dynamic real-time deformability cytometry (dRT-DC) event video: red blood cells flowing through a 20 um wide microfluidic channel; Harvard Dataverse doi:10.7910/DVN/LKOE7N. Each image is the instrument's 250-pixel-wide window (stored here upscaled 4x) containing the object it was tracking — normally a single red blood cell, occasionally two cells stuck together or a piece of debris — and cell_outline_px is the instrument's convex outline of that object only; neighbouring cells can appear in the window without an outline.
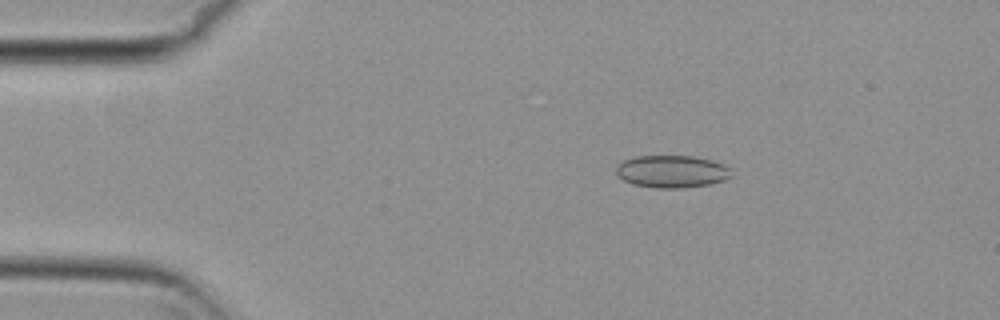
{"species": "common noctule bat (a hibernating species)", "species_latin": "Nyctalus noctula", "temperature_condition": "cold", "stored_images_in_passage": 46, "camera_frame_rate_fps": 3000, "um_per_image_px": 0.085, "animal": {"sex": "female", "body_mass_g": 29.2, "forearm_length_mm": 56.3}, "frame": {"image": 1, "passage_image": 1, "time_ms": 0.0, "image_size_px": [1000, 320], "cell_outline_px": [[732, 176], [724, 180], [708, 184], [684, 188], [656, 188], [632, 184], [624, 180], [616, 172], [616, 168], [624, 160], [636, 156], [696, 156], [712, 160], [724, 164], [728, 168]], "centroid_in_image_um": [57.12, 14.57], "position_along_channel_um": 27.9, "area_um2": 21.68}}
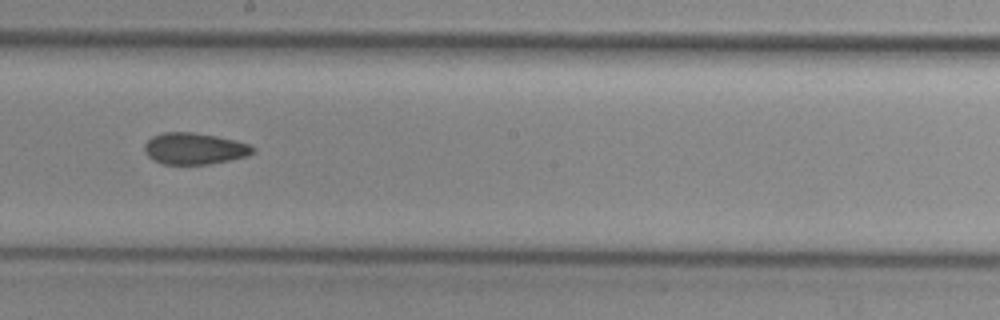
{"frame": {"image": 2, "passage_image": 22, "time_ms": 7.0, "image_size_px": [1000, 320], "cell_outline_px": [[256, 152], [248, 156], [208, 164], [164, 164], [152, 160], [144, 152], [144, 144], [152, 136], [164, 132], [192, 132], [216, 136], [248, 144], [256, 148]], "centroid_in_image_um": [16.51, 12.63], "position_along_channel_um": 231.7, "area_um2": 19.88}}
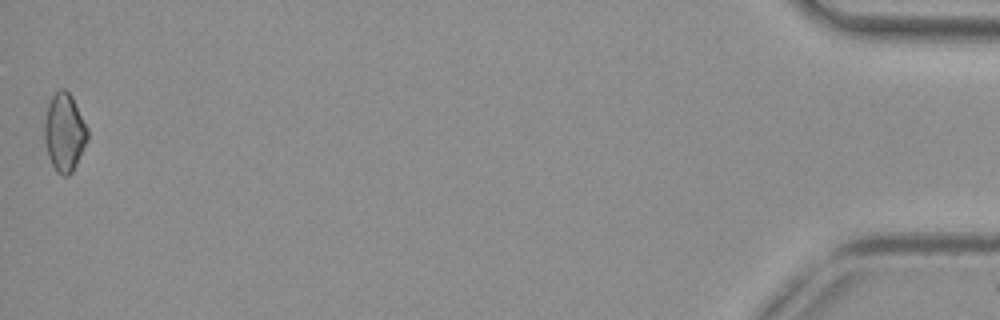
{"frame": {"image": 3, "passage_image": 46, "time_ms": 15.0, "image_size_px": [1000, 320], "cell_outline_px": [[88, 140], [72, 172], [68, 176], [64, 176], [56, 172], [48, 156], [44, 140], [44, 120], [48, 104], [52, 96], [60, 88], [64, 88], [72, 96], [88, 128]], "centroid_in_image_um": [5.47, 11.25], "position_along_channel_um": 429.7, "area_um2": 19.71}, "authors_computed_cell_mechanics": {"area_um2": 20.0277, "velocity_mm_per_s": 3.7499, "shape_relaxation_time_tau1_ms": null, "shape_relaxation_time_tau2_ms": 3.7824, "deformation_change_tau1": null, "deformation_change_tau2": 0.086}}